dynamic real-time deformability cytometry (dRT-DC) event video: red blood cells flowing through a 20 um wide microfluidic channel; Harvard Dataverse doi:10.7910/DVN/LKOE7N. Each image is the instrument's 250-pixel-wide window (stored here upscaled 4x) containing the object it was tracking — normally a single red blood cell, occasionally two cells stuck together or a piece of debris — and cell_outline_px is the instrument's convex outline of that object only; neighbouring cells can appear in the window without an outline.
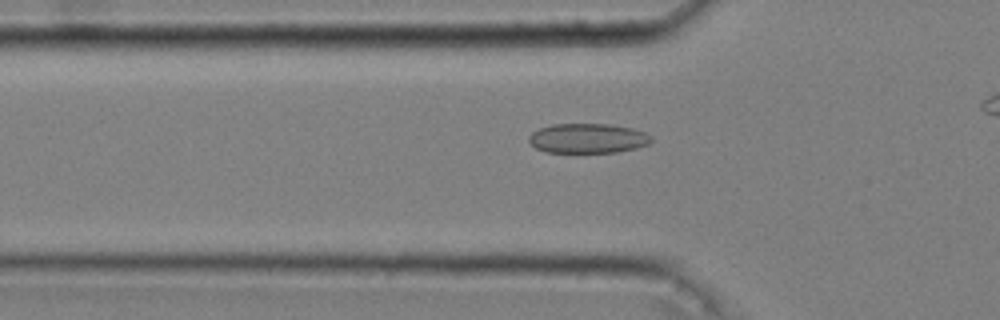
{"species": "common noctule bat (a hibernating species)", "species_latin": "Nyctalus noctula", "temperature_condition": "cold", "stored_images_in_passage": 45, "camera_frame_rate_fps": 3000, "um_per_image_px": 0.085, "animal": {"sex": "male", "body_mass_g": 20.4}, "frame": {"image": 1, "passage_image": 18, "time_ms": 5.667, "image_size_px": [1000, 320], "cell_outline_px": [[652, 140], [648, 144], [636, 148], [616, 152], [548, 152], [536, 148], [528, 140], [528, 136], [532, 132], [540, 128], [552, 124], [608, 124], [632, 128], [648, 132], [652, 136]], "centroid_in_image_um": [49.99, 11.75], "position_along_channel_um": 75.8, "area_um2": 21.21}}
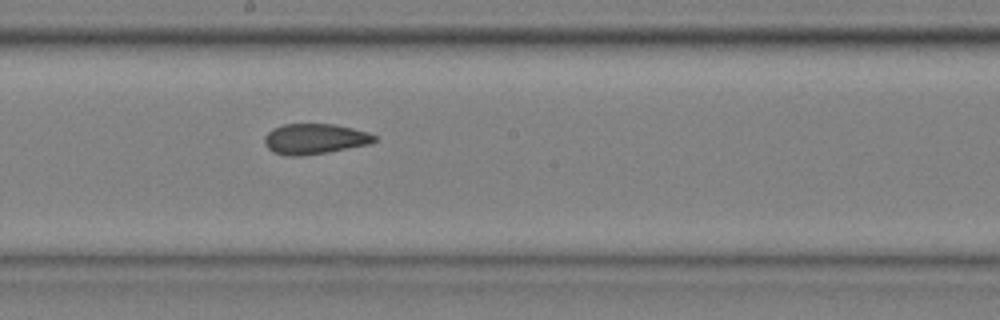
{"frame": {"image": 2, "passage_image": 30, "time_ms": 9.667, "image_size_px": [1000, 320], "cell_outline_px": [[376, 140], [372, 144], [300, 156], [288, 156], [272, 152], [264, 144], [264, 136], [272, 128], [284, 124], [336, 124], [368, 132], [376, 136]], "centroid_in_image_um": [26.73, 11.8], "position_along_channel_um": 221.5, "area_um2": 19.54}}
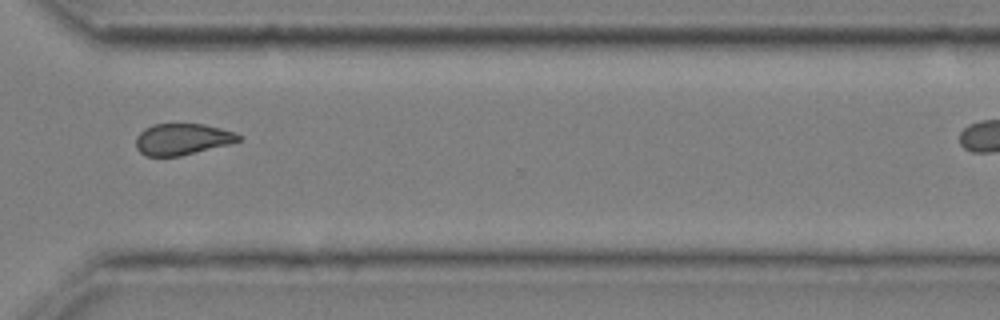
{"frame": {"image": 3, "passage_image": 41, "time_ms": 13.333, "image_size_px": [1000, 320], "cell_outline_px": [[244, 136], [240, 140], [228, 144], [180, 156], [144, 156], [136, 148], [136, 136], [144, 128], [152, 124], [204, 124], [236, 132]], "centroid_in_image_um": [15.48, 11.82], "position_along_channel_um": 355.1, "area_um2": 18.84}}